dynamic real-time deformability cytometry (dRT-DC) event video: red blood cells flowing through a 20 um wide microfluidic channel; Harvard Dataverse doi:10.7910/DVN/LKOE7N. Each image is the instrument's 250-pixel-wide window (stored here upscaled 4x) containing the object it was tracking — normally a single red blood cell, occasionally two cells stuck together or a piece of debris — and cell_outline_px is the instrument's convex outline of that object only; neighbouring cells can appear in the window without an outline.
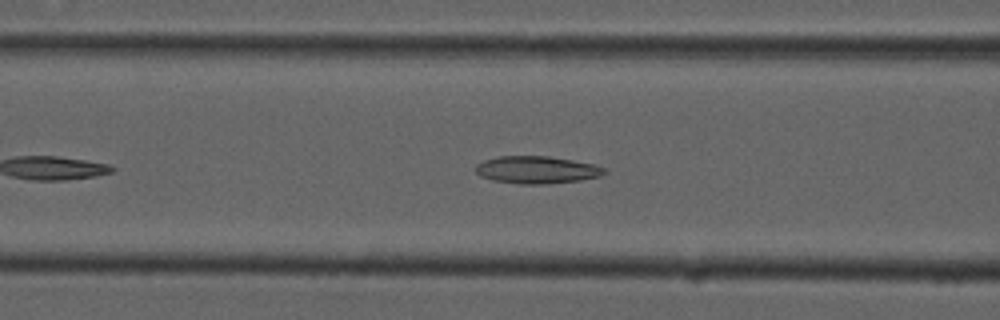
{"species": "common noctule bat (a hibernating species)", "species_latin": "Nyctalus noctula", "temperature_condition": "cold", "stored_images_in_passage": 19, "camera_frame_rate_fps": 3000, "um_per_image_px": 0.085, "animal": {"sex": "male", "forearm_length_mm": 52.5}, "frame": {"image": 1, "passage_image": 11, "time_ms": 3.333, "image_size_px": [1000, 320], "cell_outline_px": [[608, 172], [600, 176], [580, 180], [544, 184], [520, 184], [492, 180], [480, 176], [476, 172], [476, 164], [484, 160], [500, 156], [548, 156], [572, 160], [592, 164], [604, 168]], "centroid_in_image_um": [45.61, 14.44], "position_along_channel_um": 121.0, "area_um2": 20.46}}
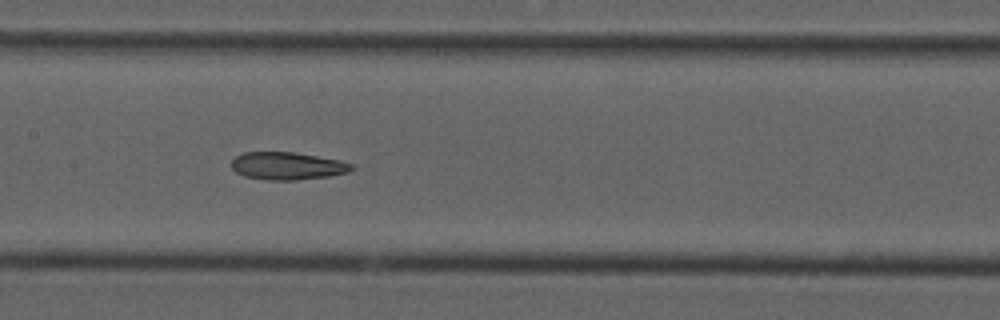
{"frame": {"image": 2, "passage_image": 16, "time_ms": 5.0, "image_size_px": [1000, 320], "cell_outline_px": [[356, 168], [348, 172], [328, 176], [296, 180], [268, 180], [244, 176], [236, 172], [232, 168], [232, 160], [236, 156], [244, 152], [296, 152], [340, 160], [352, 164]], "centroid_in_image_um": [24.44, 14.1], "position_along_channel_um": 183.0, "area_um2": 19.36}}